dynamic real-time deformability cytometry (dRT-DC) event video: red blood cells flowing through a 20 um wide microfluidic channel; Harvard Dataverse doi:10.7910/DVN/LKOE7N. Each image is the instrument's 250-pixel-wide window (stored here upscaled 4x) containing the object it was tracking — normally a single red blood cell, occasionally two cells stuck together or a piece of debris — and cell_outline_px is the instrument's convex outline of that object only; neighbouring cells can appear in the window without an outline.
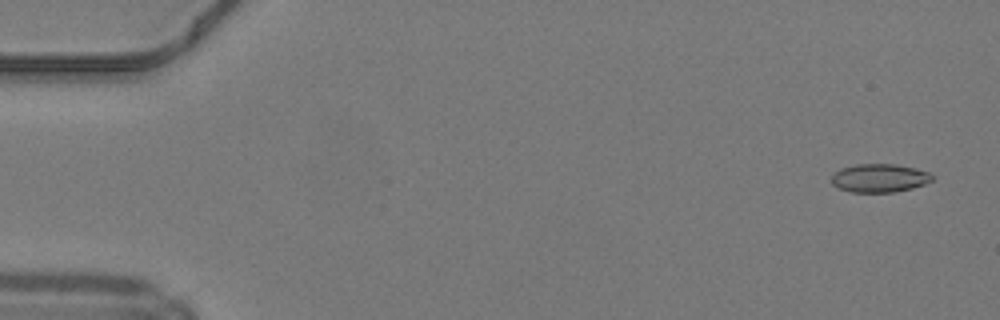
{"species": "common noctule bat (a hibernating species)", "species_latin": "Nyctalus noctula", "temperature_condition": "warm", "stored_images_in_passage": 12, "camera_frame_rate_fps": 3000, "um_per_image_px": 0.085, "animal": {"sex": "male", "body_mass_g": 19.2, "forearm_length_mm": 51.8}, "frame": {"image": 1, "passage_image": 3, "time_ms": 0.667, "image_size_px": [1000, 320], "cell_outline_px": [[936, 176], [932, 180], [924, 184], [912, 188], [896, 192], [852, 192], [840, 188], [832, 184], [832, 176], [840, 168], [856, 164], [896, 164], [916, 168], [928, 172]], "centroid_in_image_um": [74.79, 15.13], "position_along_channel_um": 10.2, "area_um2": 16.7}}